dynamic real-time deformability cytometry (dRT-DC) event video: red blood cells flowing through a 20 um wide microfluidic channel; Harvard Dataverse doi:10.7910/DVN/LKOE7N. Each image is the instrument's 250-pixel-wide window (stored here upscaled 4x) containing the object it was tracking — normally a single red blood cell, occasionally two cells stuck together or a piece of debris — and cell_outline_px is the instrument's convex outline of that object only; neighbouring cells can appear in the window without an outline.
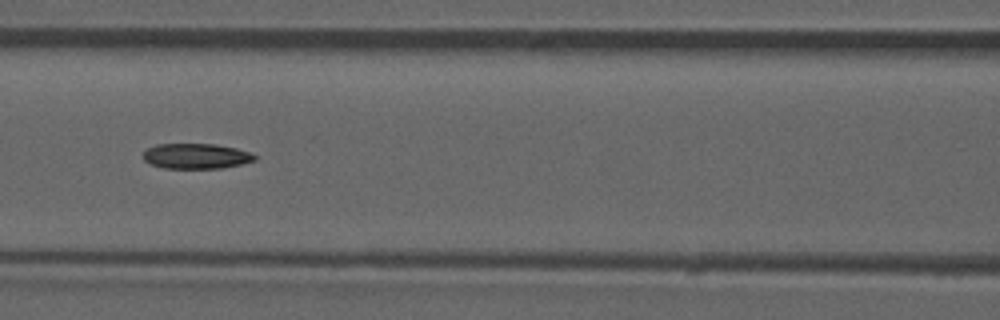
{"species": "common noctule bat (a hibernating species)", "species_latin": "Nyctalus noctula", "temperature_condition": "room temperature", "stored_images_in_passage": 52, "camera_frame_rate_fps": 3000, "um_per_image_px": 0.085, "animal": {"sex": "male", "forearm_length_mm": 52.5}, "frame": {"image": 1, "passage_image": 23, "time_ms": 7.333, "image_size_px": [1000, 320], "cell_outline_px": [[256, 160], [224, 168], [164, 168], [148, 164], [144, 160], [144, 152], [148, 148], [156, 144], [216, 144], [236, 148], [252, 152], [256, 156]], "centroid_in_image_um": [16.68, 13.27], "position_along_channel_um": 149.9, "area_um2": 16.53}}